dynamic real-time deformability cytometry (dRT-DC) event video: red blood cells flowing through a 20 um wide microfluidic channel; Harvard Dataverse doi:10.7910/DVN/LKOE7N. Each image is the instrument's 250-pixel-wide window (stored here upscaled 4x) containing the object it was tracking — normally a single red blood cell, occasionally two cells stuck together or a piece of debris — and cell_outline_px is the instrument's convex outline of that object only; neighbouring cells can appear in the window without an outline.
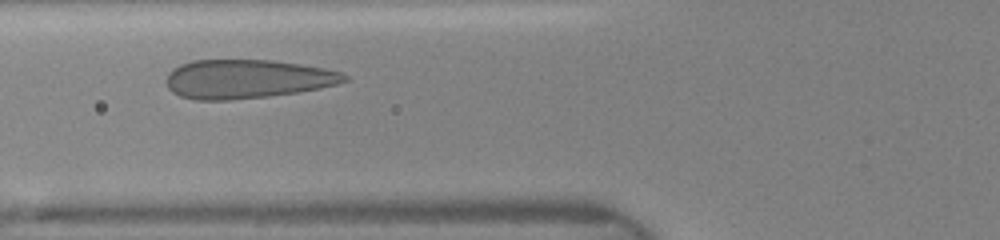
{"species": "human", "species_latin": "Homo sapiens", "temperature_condition": "room temperature", "stored_images_in_passage": 6, "camera_frame_rate_fps": 3000, "um_per_image_px": 0.085, "donor": {"sex": "female"}, "frame": {"image": 1, "passage_image": 4, "time_ms": 1.333, "image_size_px": [1000, 240], "cell_outline_px": [[348, 80], [336, 84], [320, 88], [296, 92], [268, 96], [232, 100], [196, 100], [180, 96], [172, 92], [168, 88], [168, 72], [172, 68], [180, 64], [192, 60], [268, 60], [300, 64], [324, 68], [340, 72], [348, 76]], "centroid_in_image_um": [20.97, 6.71], "position_along_channel_um": 104.8, "area_um2": 40.23}}